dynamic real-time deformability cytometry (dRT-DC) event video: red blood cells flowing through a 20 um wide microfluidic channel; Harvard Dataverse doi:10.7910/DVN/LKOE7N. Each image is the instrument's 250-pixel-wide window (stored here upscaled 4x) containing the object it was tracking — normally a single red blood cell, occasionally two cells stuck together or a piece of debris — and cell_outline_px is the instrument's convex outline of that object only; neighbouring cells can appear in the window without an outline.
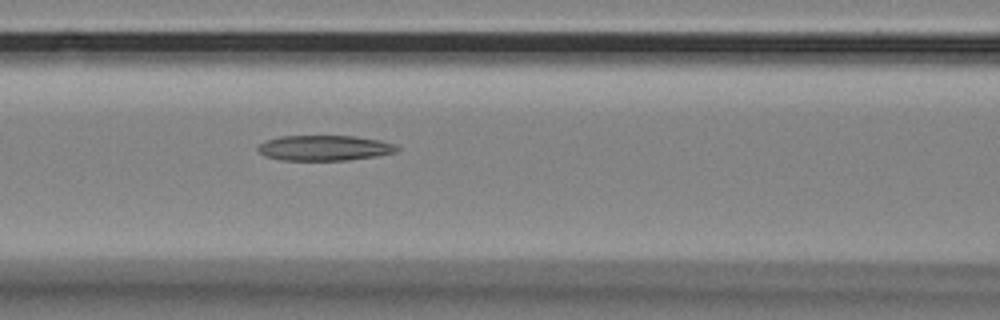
{"species": "Egyptian fruit bat (a non-hibernating species)", "species_latin": "Rousettus aegyptiacus", "temperature_condition": "room temperature", "stored_images_in_passage": 5, "camera_frame_rate_fps": 3000, "um_per_image_px": 0.085, "animal": {"sex": "female"}, "frame": {"image": 1, "passage_image": 5, "time_ms": 4.667, "image_size_px": [1000, 320], "cell_outline_px": [[400, 148], [396, 152], [376, 156], [348, 160], [284, 160], [264, 156], [256, 148], [260, 144], [268, 140], [280, 136], [356, 136], [380, 140], [396, 144]], "centroid_in_image_um": [27.61, 12.57], "position_along_channel_um": 139.0, "area_um2": 20.52}}